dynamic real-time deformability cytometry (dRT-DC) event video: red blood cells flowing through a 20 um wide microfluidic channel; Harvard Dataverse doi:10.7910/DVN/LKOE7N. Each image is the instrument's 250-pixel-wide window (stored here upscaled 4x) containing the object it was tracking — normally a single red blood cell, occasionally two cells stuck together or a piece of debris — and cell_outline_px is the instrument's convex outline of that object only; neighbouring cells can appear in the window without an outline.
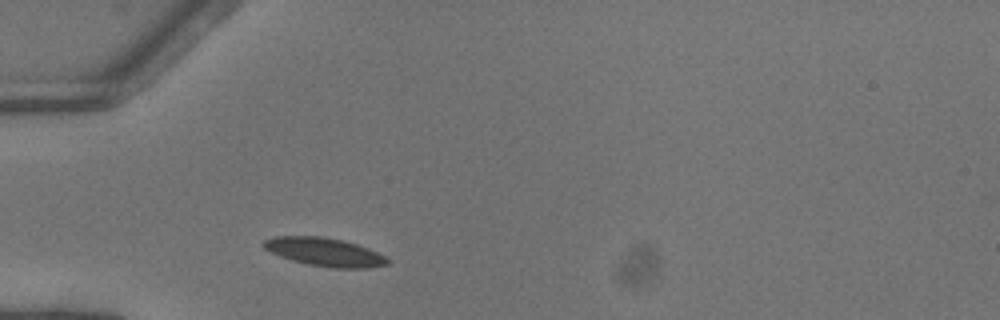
{"species": "common noctule bat (a hibernating species)", "species_latin": "Nyctalus noctula", "temperature_condition": "warm", "stored_images_in_passage": 36, "camera_frame_rate_fps": 3000, "um_per_image_px": 0.085, "animal": {"sex": "female"}, "frame": {"image": 1, "passage_image": 1, "time_ms": 0.0, "image_size_px": [1000, 320], "cell_outline_px": [[392, 260], [388, 264], [368, 268], [332, 268], [308, 264], [292, 260], [280, 256], [264, 248], [264, 240], [276, 236], [324, 236], [356, 244], [368, 248], [388, 256]], "centroid_in_image_um": [27.66, 21.42], "position_along_channel_um": 57.3, "area_um2": 20.46}}
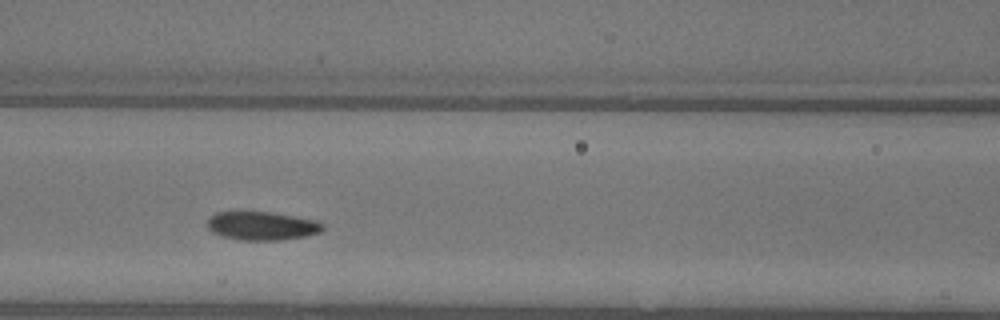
{"frame": {"image": 2, "passage_image": 8, "time_ms": 2.333, "image_size_px": [1000, 320], "cell_outline_px": [[324, 228], [320, 232], [304, 236], [280, 240], [240, 240], [224, 236], [212, 232], [208, 228], [208, 220], [216, 212], [248, 208], [272, 212], [316, 220], [324, 224]], "centroid_in_image_um": [22.23, 19.14], "position_along_channel_um": 144.4, "area_um2": 19.83}}
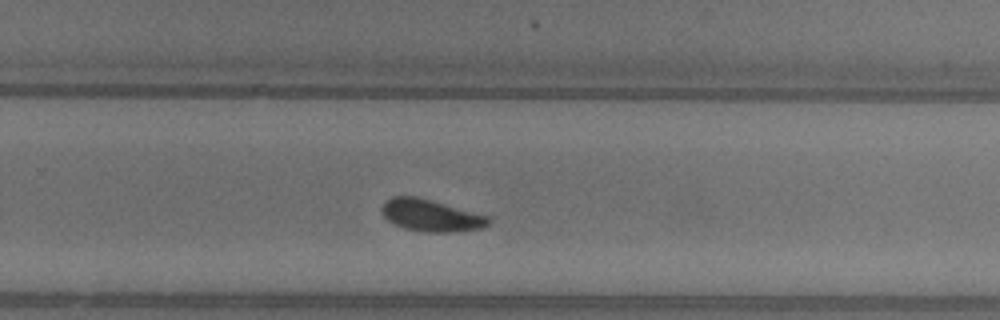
{"frame": {"image": 3, "passage_image": 19, "time_ms": 6.0, "image_size_px": [1000, 320], "cell_outline_px": [[488, 224], [480, 228], [448, 232], [424, 232], [404, 228], [388, 220], [384, 216], [380, 208], [392, 196], [416, 196], [488, 216]], "centroid_in_image_um": [36.58, 18.31], "position_along_channel_um": 293.2, "area_um2": 19.36}, "authors_computed_cell_mechanics": {"area_um2": 19.2763, "velocity_mm_per_s": 4.0782, "shape_relaxation_time_tau1_ms": 2.0302, "shape_relaxation_time_tau2_ms": null, "deformation_change_tau1": 0.11, "deformation_change_tau2": null}}